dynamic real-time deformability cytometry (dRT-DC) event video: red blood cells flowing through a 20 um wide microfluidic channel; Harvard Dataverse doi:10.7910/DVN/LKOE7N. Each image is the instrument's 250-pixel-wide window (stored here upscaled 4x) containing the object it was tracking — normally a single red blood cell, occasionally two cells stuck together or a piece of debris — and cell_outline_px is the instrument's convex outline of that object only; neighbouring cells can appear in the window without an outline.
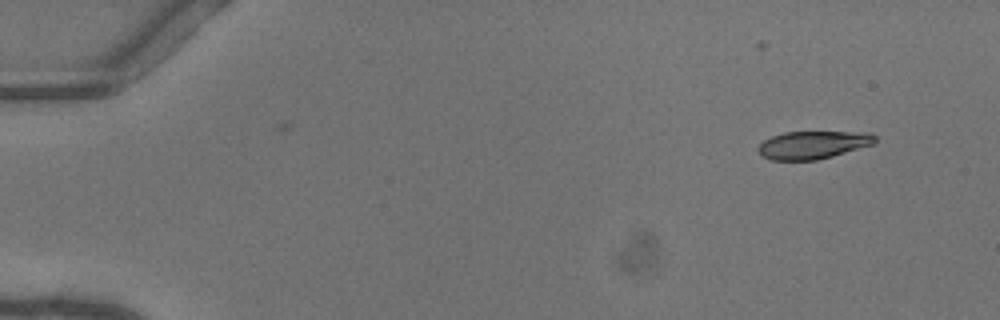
{"species": "common noctule bat (a hibernating species)", "species_latin": "Nyctalus noctula", "temperature_condition": "warm", "stored_images_in_passage": 2, "camera_frame_rate_fps": 3000, "um_per_image_px": 0.085, "animal": {"sex": "female"}, "frame": {"image": 1, "passage_image": 1, "time_ms": 0.0, "image_size_px": [1000, 320], "cell_outline_px": [[876, 140], [872, 144], [832, 156], [816, 160], [772, 160], [760, 156], [756, 148], [764, 140], [772, 136], [784, 132], [848, 132], [876, 136]], "centroid_in_image_um": [68.98, 12.33], "position_along_channel_um": 16.0, "area_um2": 18.61}}